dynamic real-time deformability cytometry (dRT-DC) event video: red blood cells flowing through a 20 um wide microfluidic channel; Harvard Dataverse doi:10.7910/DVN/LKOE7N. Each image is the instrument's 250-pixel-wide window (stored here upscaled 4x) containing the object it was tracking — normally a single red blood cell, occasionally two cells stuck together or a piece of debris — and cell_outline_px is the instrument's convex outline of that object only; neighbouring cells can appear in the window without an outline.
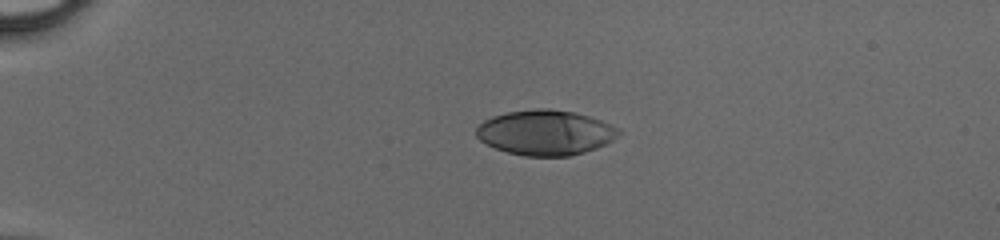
{"species": "human", "species_latin": "Homo sapiens", "temperature_condition": "cold", "stored_images_in_passage": 38, "camera_frame_rate_fps": 3000, "um_per_image_px": 0.085, "donor": {"sex": "male"}, "frame": {"image": 1, "passage_image": 1, "time_ms": 0.0, "image_size_px": [1000, 240], "cell_outline_px": [[620, 132], [612, 140], [596, 148], [584, 152], [568, 156], [524, 156], [508, 152], [496, 148], [480, 140], [476, 136], [476, 128], [484, 120], [492, 116], [508, 112], [536, 108], [548, 108], [572, 112], [588, 116], [600, 120], [620, 128]], "centroid_in_image_um": [46.34, 11.26], "position_along_channel_um": 38.7, "area_um2": 37.17}}
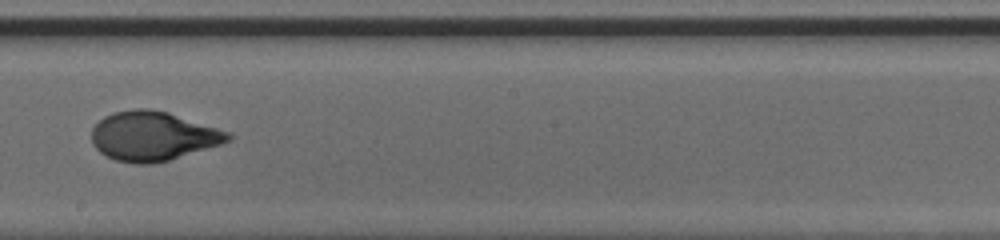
{"frame": {"image": 2, "passage_image": 19, "time_ms": 6.0, "image_size_px": [1000, 240], "cell_outline_px": [[232, 140], [220, 144], [168, 160], [152, 164], [136, 164], [116, 160], [100, 152], [92, 144], [92, 128], [104, 116], [112, 112], [132, 108], [152, 108], [168, 112], [232, 132]], "centroid_in_image_um": [13.0, 11.55], "position_along_channel_um": 235.2, "area_um2": 39.3}}
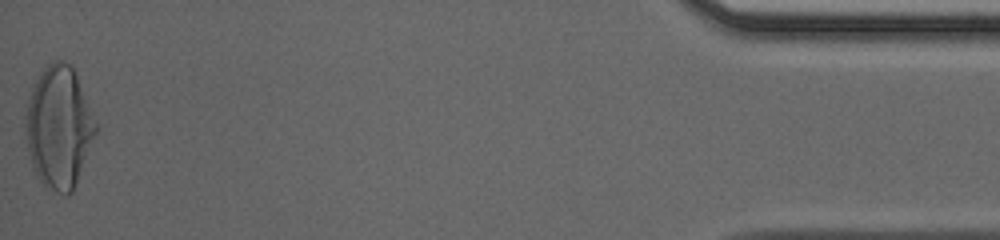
{"frame": {"image": 3, "passage_image": 38, "time_ms": 12.333, "image_size_px": [1000, 240], "cell_outline_px": [[96, 132], [72, 192], [68, 196], [64, 196], [44, 188], [36, 176], [32, 164], [24, 132], [24, 116], [32, 84], [40, 72], [52, 60], [64, 60], [72, 64], [76, 72], [96, 124]], "centroid_in_image_um": [4.96, 10.8], "position_along_channel_um": 430.2, "area_um2": 50.17}}